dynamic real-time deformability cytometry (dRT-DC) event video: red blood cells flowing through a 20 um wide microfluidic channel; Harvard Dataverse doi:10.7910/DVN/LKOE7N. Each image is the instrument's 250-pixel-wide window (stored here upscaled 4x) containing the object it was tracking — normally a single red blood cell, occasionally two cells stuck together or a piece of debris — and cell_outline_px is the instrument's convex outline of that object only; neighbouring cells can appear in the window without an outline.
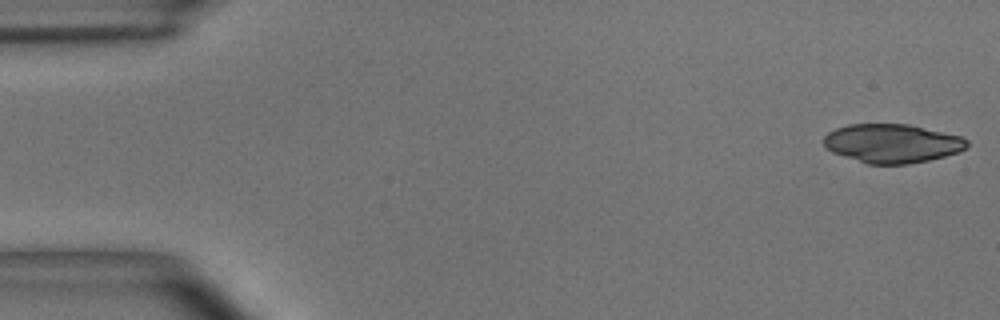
{"species": "common noctule bat (a hibernating species)", "species_latin": "Nyctalus noctula", "temperature_condition": "room temperature", "stored_images_in_passage": 17, "camera_frame_rate_fps": 3000, "um_per_image_px": 0.085, "animal": {"sex": "male", "body_mass_g": 15.6}, "frame": {"image": 1, "passage_image": 1, "time_ms": 0.0, "image_size_px": [1000, 320], "cell_outline_px": [[968, 144], [960, 152], [928, 160], [908, 164], [868, 164], [832, 152], [824, 144], [824, 136], [828, 132], [836, 128], [848, 124], [908, 124], [960, 136], [968, 140]], "centroid_in_image_um": [75.82, 12.18], "position_along_channel_um": 9.2, "area_um2": 32.19}}